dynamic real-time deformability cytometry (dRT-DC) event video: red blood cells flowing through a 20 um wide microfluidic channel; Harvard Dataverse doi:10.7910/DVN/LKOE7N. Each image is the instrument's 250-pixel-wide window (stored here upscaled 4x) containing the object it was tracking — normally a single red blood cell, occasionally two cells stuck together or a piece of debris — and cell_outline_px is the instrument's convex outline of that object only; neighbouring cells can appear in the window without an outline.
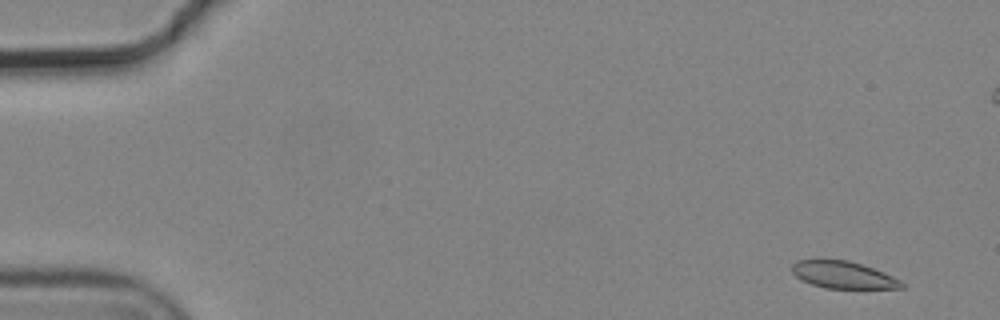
{"species": "common noctule bat (a hibernating species)", "species_latin": "Nyctalus noctula", "temperature_condition": "cold", "stored_images_in_passage": 15, "camera_frame_rate_fps": 3000, "um_per_image_px": 0.085, "animal": {"sex": "male", "body_mass_g": 19.2, "forearm_length_mm": 51.8}, "frame": {"image": 1, "passage_image": 1, "time_ms": 0.0, "image_size_px": [1000, 320], "cell_outline_px": [[904, 288], [824, 288], [812, 284], [796, 276], [792, 272], [792, 264], [796, 260], [816, 256], [820, 256], [848, 260], [884, 272], [900, 280], [904, 284]], "centroid_in_image_um": [71.58, 23.3], "position_along_channel_um": 13.4, "area_um2": 17.86}}
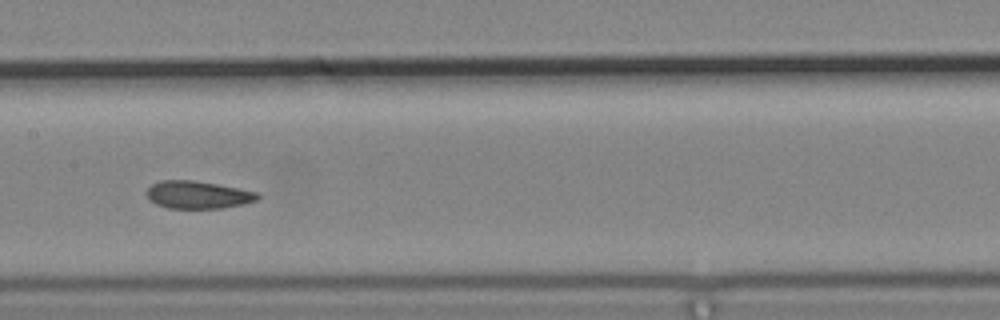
{"frame": {"image": 2, "passage_image": 7, "time_ms": 2.0, "image_size_px": [1000, 320], "cell_outline_px": [[260, 196], [256, 200], [244, 204], [224, 208], [168, 208], [156, 204], [148, 200], [144, 192], [152, 184], [160, 180], [192, 180], [216, 184], [256, 192]], "centroid_in_image_um": [16.75, 16.56], "position_along_channel_um": 190.6, "area_um2": 17.86}}
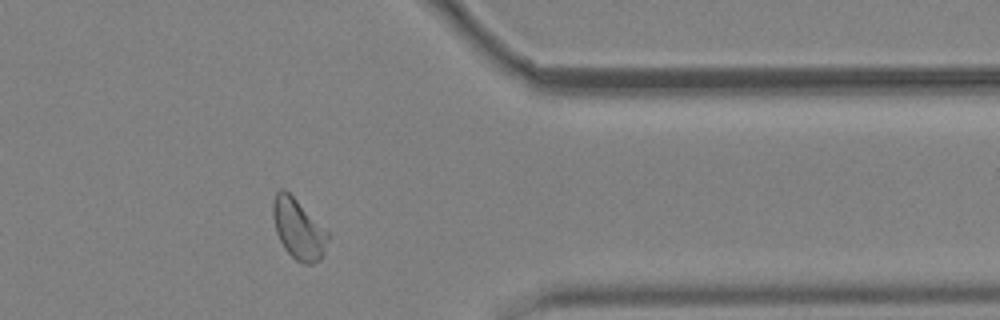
{"frame": {"image": 3, "passage_image": 12, "time_ms": 3.667, "image_size_px": [1000, 320], "cell_outline_px": [[328, 240], [324, 252], [320, 260], [312, 264], [304, 264], [296, 260], [284, 248], [276, 232], [272, 216], [272, 200], [276, 192], [280, 188], [284, 188], [328, 232]], "centroid_in_image_um": [25.33, 19.47], "position_along_channel_um": 386.1, "area_um2": 19.07}}